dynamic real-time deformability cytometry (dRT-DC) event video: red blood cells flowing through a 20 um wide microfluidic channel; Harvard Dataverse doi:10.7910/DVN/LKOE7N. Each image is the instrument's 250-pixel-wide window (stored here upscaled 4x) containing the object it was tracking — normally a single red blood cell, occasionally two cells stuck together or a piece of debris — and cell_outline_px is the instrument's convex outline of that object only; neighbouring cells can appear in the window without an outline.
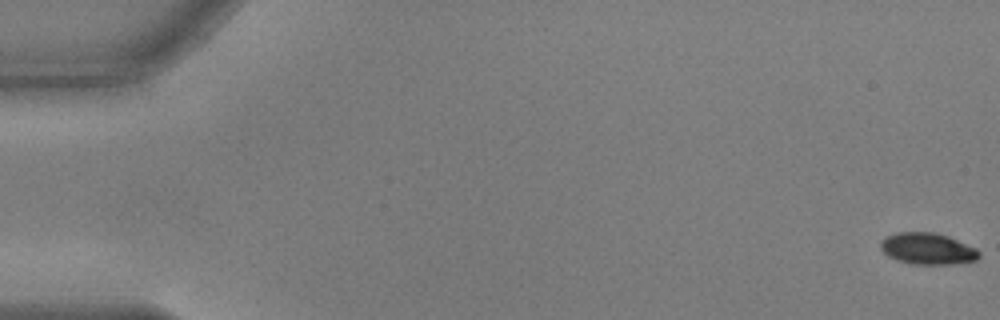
{"species": "common noctule bat (a hibernating species)", "species_latin": "Nyctalus noctula", "temperature_condition": "warm", "stored_images_in_passage": 56, "camera_frame_rate_fps": 3000, "um_per_image_px": 0.085, "animal": {"sex": "male", "body_mass_g": 17.9, "forearm_length_mm": 54.2}, "frame": {"image": 1, "passage_image": 1, "time_ms": 0.0, "image_size_px": [1000, 320], "cell_outline_px": [[980, 256], [976, 260], [952, 264], [912, 264], [896, 260], [888, 256], [880, 248], [880, 240], [884, 236], [896, 232], [936, 232], [948, 236], [976, 248], [980, 252]], "centroid_in_image_um": [78.81, 21.13], "position_along_channel_um": 6.2, "area_um2": 18.26}}
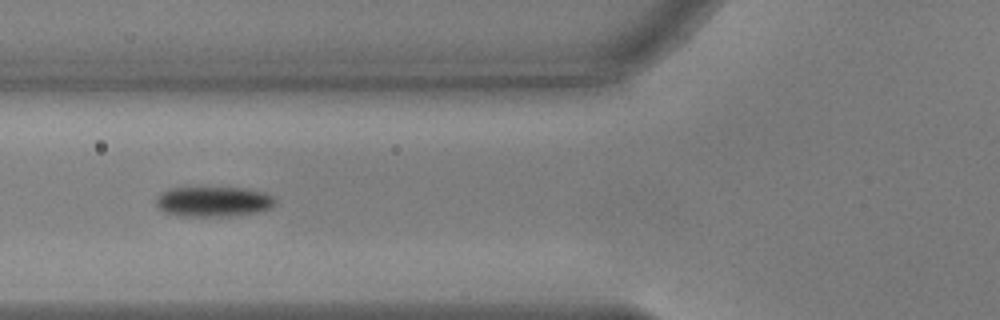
{"frame": {"image": 2, "passage_image": 22, "time_ms": 7.0, "image_size_px": [1000, 320], "cell_outline_px": [[276, 200], [272, 208], [256, 212], [236, 216], [180, 216], [164, 212], [156, 204], [156, 196], [160, 192], [168, 188], [244, 188], [264, 192], [272, 196]], "centroid_in_image_um": [18.13, 17.14], "position_along_channel_um": 107.7, "area_um2": 21.04}}
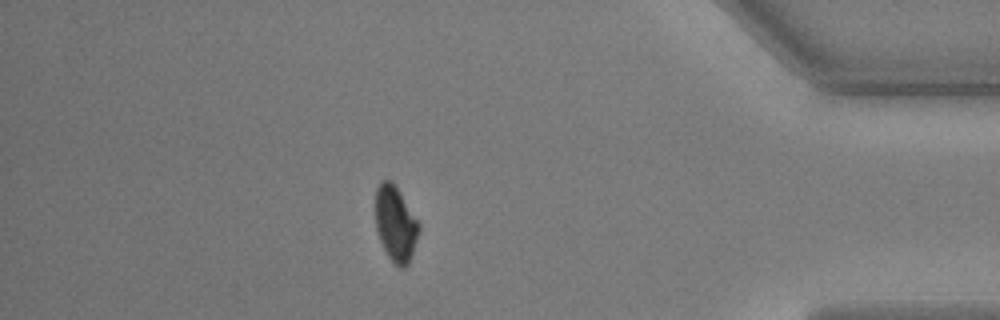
{"frame": {"image": 3, "passage_image": 49, "time_ms": 16.0, "image_size_px": [1000, 320], "cell_outline_px": [[420, 232], [408, 264], [404, 268], [400, 268], [392, 264], [380, 240], [376, 228], [376, 188], [380, 180], [392, 180], [420, 224]], "centroid_in_image_um": [33.63, 19.03], "position_along_channel_um": 401.6, "area_um2": 19.13}, "authors_computed_cell_mechanics": {"area_um2": 20.23, "velocity_mm_per_s": 3.6752, "shape_relaxation_time_tau1_ms": 2.7951, "shape_relaxation_time_tau2_ms": null, "deformation_change_tau1": 0.1209, "deformation_change_tau2": null}}